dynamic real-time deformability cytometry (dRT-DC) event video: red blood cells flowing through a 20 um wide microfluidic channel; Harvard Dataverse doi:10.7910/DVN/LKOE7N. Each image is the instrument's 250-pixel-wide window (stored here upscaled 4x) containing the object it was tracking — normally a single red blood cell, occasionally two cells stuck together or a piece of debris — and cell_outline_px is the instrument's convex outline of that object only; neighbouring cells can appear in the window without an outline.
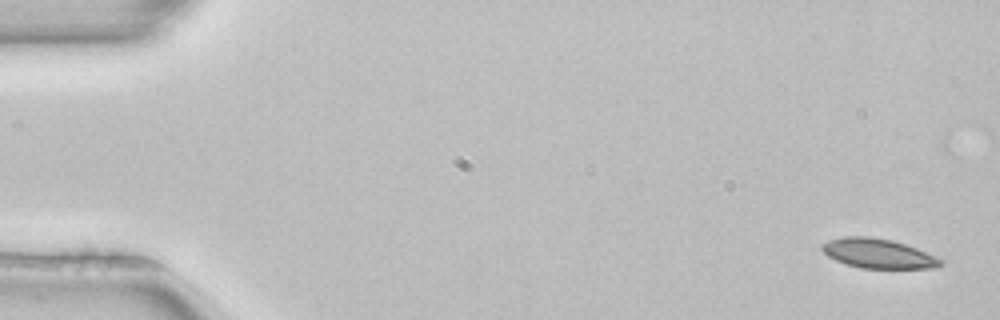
{"species": "common noctule bat (a hibernating species)", "species_latin": "Nyctalus noctula", "temperature_condition": "room temperature", "stored_images_in_passage": 5, "camera_frame_rate_fps": 3000, "um_per_image_px": 0.085, "animal": {"sex": "female", "body_mass_g": 22.7, "forearm_length_mm": 54.2}, "frame": {"image": 1, "passage_image": 5, "time_ms": 1.333, "image_size_px": [1000, 320], "cell_outline_px": [[944, 264], [936, 268], [860, 268], [836, 260], [828, 256], [820, 248], [820, 244], [828, 240], [844, 236], [868, 236], [892, 240], [916, 248], [940, 260]], "centroid_in_image_um": [74.58, 21.54], "position_along_channel_um": 10.4, "area_um2": 20.17}}